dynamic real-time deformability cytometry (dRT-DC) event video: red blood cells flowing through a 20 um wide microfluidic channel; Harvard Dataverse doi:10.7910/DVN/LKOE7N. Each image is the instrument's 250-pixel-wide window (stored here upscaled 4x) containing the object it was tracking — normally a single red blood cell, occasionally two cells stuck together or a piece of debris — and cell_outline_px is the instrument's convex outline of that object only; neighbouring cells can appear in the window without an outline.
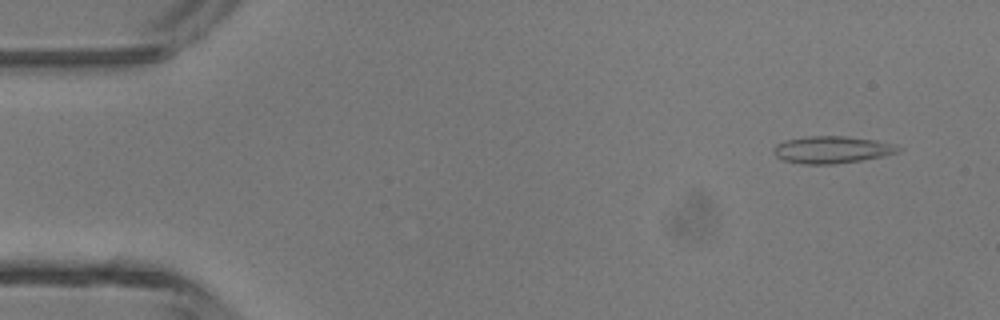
{"species": "common noctule bat (a hibernating species)", "species_latin": "Nyctalus noctula", "temperature_condition": "room temperature", "stored_images_in_passage": 47, "camera_frame_rate_fps": 3000, "um_per_image_px": 0.085, "animal": {"sex": "male", "body_mass_g": 13.3}, "frame": {"image": 1, "passage_image": 4, "time_ms": 1.0, "image_size_px": [1000, 320], "cell_outline_px": [[904, 148], [896, 152], [880, 156], [860, 160], [832, 164], [800, 164], [784, 160], [776, 156], [772, 152], [772, 148], [776, 144], [784, 140], [808, 136], [844, 136], [876, 140], [892, 144]], "centroid_in_image_um": [70.64, 12.72], "position_along_channel_um": 14.4, "area_um2": 19.59}}
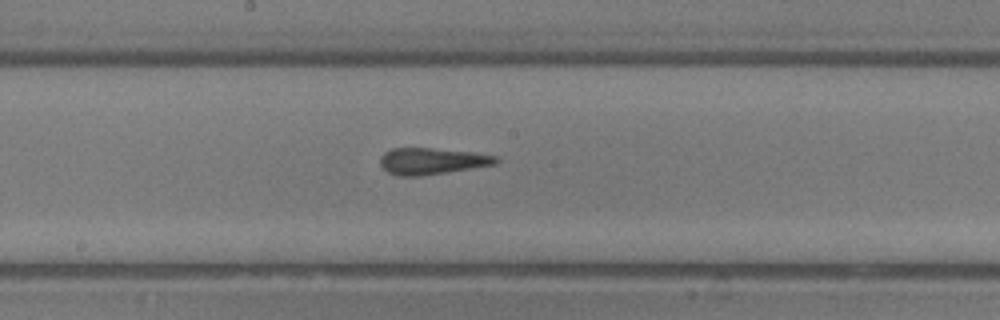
{"frame": {"image": 2, "passage_image": 25, "time_ms": 8.0, "image_size_px": [1000, 320], "cell_outline_px": [[500, 160], [496, 164], [448, 172], [420, 176], [396, 176], [388, 172], [380, 164], [380, 156], [384, 152], [392, 148], [432, 148], [472, 152], [496, 156]], "centroid_in_image_um": [36.69, 13.69], "position_along_channel_um": 211.5, "area_um2": 17.92}}
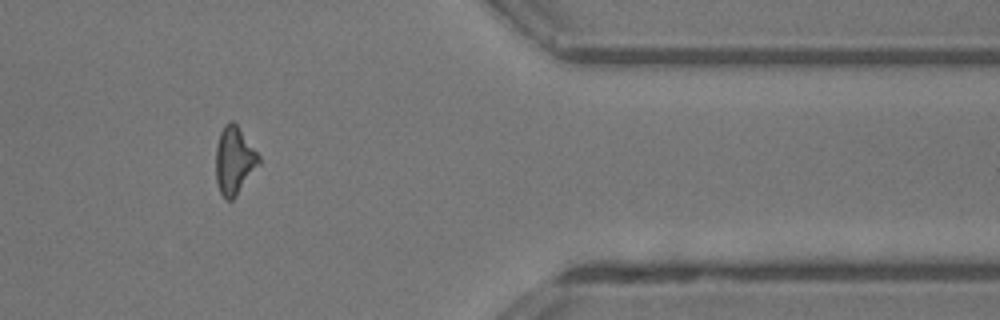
{"frame": {"image": 3, "passage_image": 39, "time_ms": 12.667, "image_size_px": [1000, 320], "cell_outline_px": [[260, 164], [236, 196], [232, 200], [224, 200], [220, 192], [216, 180], [216, 144], [220, 132], [224, 124], [228, 120], [232, 120], [236, 124], [260, 156]], "centroid_in_image_um": [19.9, 13.64], "position_along_channel_um": 391.5, "area_um2": 17.05}, "authors_computed_cell_mechanics": {"area_um2": 17.918, "velocity_mm_per_s": 4.3967, "shape_relaxation_time_tau1_ms": 3.8654, "shape_relaxation_time_tau2_ms": 1.4063, "deformation_change_tau1": 0.1075, "deformation_change_tau2": 0.087}}